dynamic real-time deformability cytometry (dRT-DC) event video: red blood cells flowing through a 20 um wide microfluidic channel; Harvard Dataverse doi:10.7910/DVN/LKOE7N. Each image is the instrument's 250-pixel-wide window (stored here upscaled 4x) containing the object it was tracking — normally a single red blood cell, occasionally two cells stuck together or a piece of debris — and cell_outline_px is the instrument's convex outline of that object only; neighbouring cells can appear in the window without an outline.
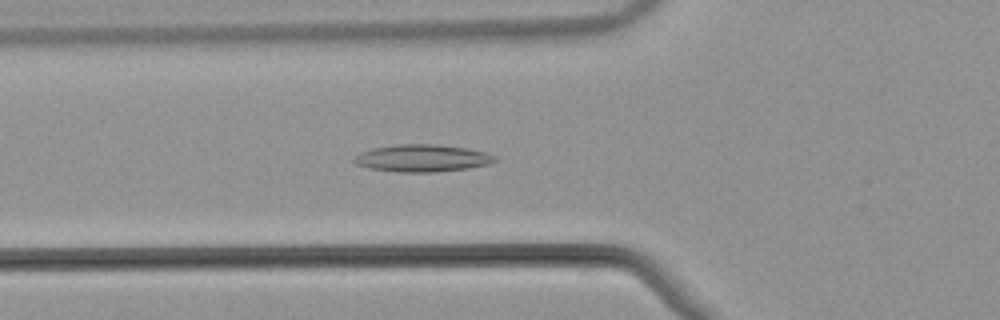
{"species": "common noctule bat (a hibernating species)", "species_latin": "Nyctalus noctula", "temperature_condition": "warm", "stored_images_in_passage": 54, "camera_frame_rate_fps": 3000, "um_per_image_px": 0.085, "animal": {"sex": "male", "body_mass_g": 21.5, "forearm_length_mm": 52.0}, "frame": {"image": 1, "passage_image": 20, "time_ms": 6.333, "image_size_px": [1000, 320], "cell_outline_px": [[496, 160], [492, 164], [468, 168], [436, 172], [396, 172], [368, 168], [356, 164], [352, 160], [360, 152], [372, 148], [400, 144], [436, 144], [464, 148], [484, 152], [496, 156]], "centroid_in_image_um": [35.88, 13.45], "position_along_channel_um": 89.9, "area_um2": 22.37}}
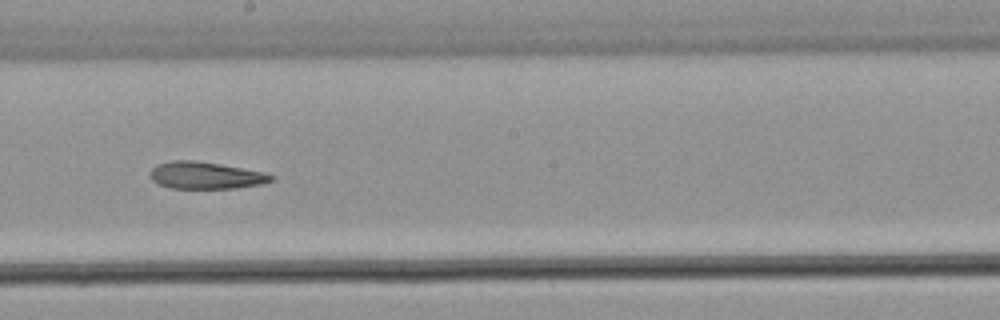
{"frame": {"image": 2, "passage_image": 31, "time_ms": 10.0, "image_size_px": [1000, 320], "cell_outline_px": [[276, 176], [272, 180], [264, 184], [236, 188], [168, 188], [156, 184], [152, 180], [152, 168], [156, 164], [172, 160], [192, 160], [220, 164], [264, 172]], "centroid_in_image_um": [17.49, 14.91], "position_along_channel_um": 230.7, "area_um2": 19.13}}
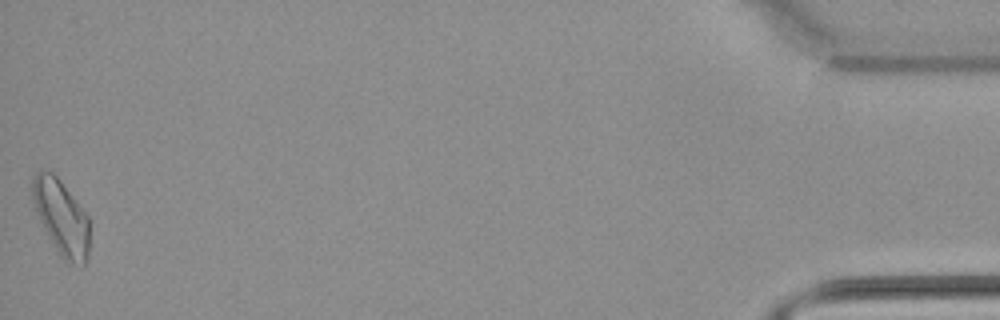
{"frame": {"image": 3, "passage_image": 54, "time_ms": 17.667, "image_size_px": [1000, 320], "cell_outline_px": [[88, 256], [84, 264], [68, 264], [60, 256], [48, 236], [36, 212], [32, 200], [32, 176], [36, 172], [52, 172], [60, 180], [88, 216]], "centroid_in_image_um": [5.19, 18.49], "position_along_channel_um": 430.0, "area_um2": 24.62}, "authors_computed_cell_mechanics": {"area_um2": 20.9236, "velocity_mm_per_s": 3.8383, "shape_relaxation_time_tau1_ms": null, "shape_relaxation_time_tau2_ms": 8.1046, "deformation_change_tau1": null, "deformation_change_tau2": 0.1894}}